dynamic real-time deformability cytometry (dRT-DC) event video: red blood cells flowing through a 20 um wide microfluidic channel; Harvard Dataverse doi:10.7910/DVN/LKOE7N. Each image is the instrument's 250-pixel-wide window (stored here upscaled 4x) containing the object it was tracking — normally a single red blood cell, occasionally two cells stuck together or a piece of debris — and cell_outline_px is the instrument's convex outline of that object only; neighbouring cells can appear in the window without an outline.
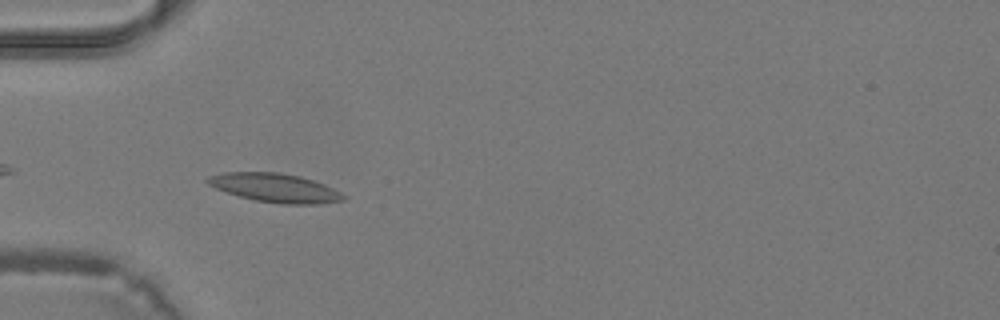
{"species": "common noctule bat (a hibernating species)", "species_latin": "Nyctalus noctula", "temperature_condition": "warm", "stored_images_in_passage": 24, "camera_frame_rate_fps": 3000, "um_per_image_px": 0.085, "animal": {"sex": "male", "body_mass_g": 19.2, "forearm_length_mm": 51.8}, "frame": {"image": 1, "passage_image": 2, "time_ms": 0.333, "image_size_px": [1000, 320], "cell_outline_px": [[348, 196], [344, 200], [320, 204], [280, 204], [256, 200], [240, 196], [216, 188], [208, 184], [204, 180], [208, 176], [224, 172], [280, 172], [300, 176], [324, 184]], "centroid_in_image_um": [23.4, 15.96], "position_along_channel_um": 61.6, "area_um2": 22.77}}
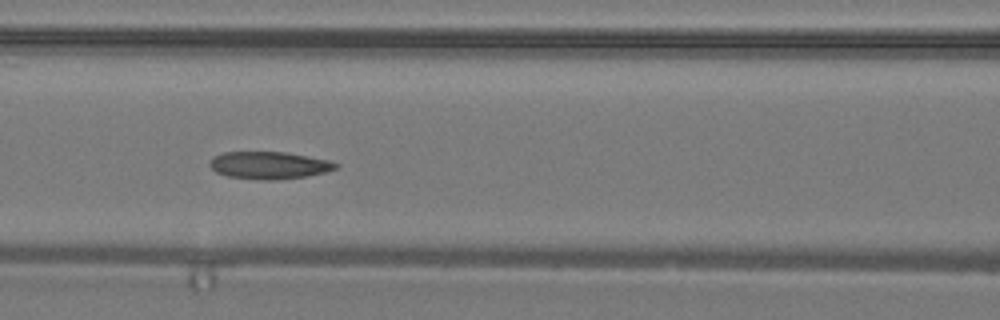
{"frame": {"image": 2, "passage_image": 7, "time_ms": 2.0, "image_size_px": [1000, 320], "cell_outline_px": [[340, 164], [336, 168], [324, 172], [308, 176], [272, 180], [264, 180], [228, 176], [216, 172], [208, 164], [212, 156], [224, 152], [284, 152], [308, 156], [328, 160]], "centroid_in_image_um": [22.85, 14.04], "position_along_channel_um": 143.7, "area_um2": 20.0}}
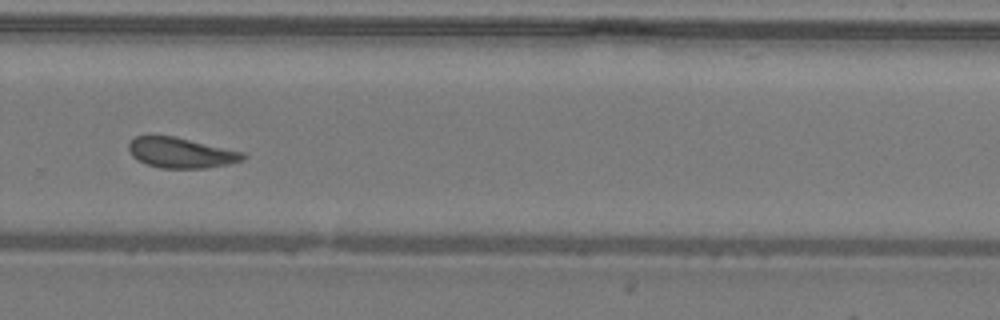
{"frame": {"image": 3, "passage_image": 17, "time_ms": 5.333, "image_size_px": [1000, 320], "cell_outline_px": [[248, 156], [244, 160], [228, 164], [208, 168], [160, 168], [148, 164], [132, 156], [128, 152], [128, 144], [136, 136], [172, 136], [244, 152]], "centroid_in_image_um": [15.41, 13.0], "position_along_channel_um": 314.4, "area_um2": 20.06}}